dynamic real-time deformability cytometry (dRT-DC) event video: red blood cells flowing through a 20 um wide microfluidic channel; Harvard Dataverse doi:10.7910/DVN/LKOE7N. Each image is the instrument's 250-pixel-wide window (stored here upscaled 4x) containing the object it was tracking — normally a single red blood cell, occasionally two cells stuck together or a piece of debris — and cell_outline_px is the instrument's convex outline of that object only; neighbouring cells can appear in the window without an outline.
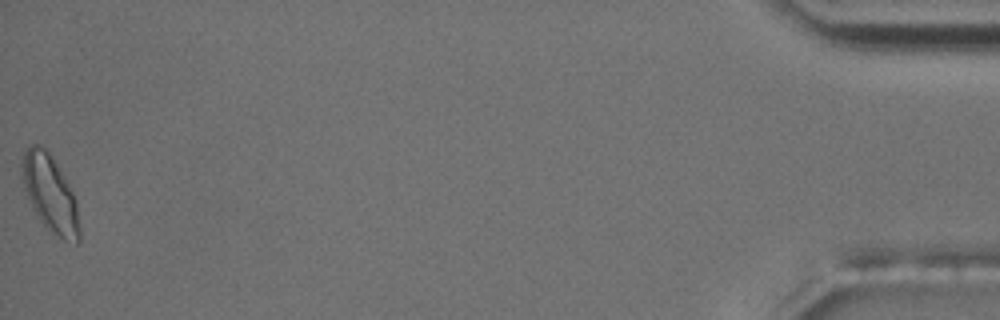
{"species": "common noctule bat (a hibernating species)", "species_latin": "Nyctalus noctula", "temperature_condition": "room temperature", "stored_images_in_passage": 48, "camera_frame_rate_fps": 3000, "um_per_image_px": 0.085, "animal": {"sex": "male", "body_mass_g": 17.5, "forearm_length_mm": 52.3}, "frame": {"image": 1, "passage_image": 48, "time_ms": 15.667, "image_size_px": [1000, 320], "cell_outline_px": [[80, 240], [76, 244], [64, 240], [48, 228], [40, 220], [32, 208], [24, 184], [20, 164], [24, 152], [32, 144], [40, 144], [48, 152], [56, 164], [72, 192], [76, 200], [80, 228]], "centroid_in_image_um": [4.26, 16.47], "position_along_channel_um": 430.9, "area_um2": 25.14}, "authors_computed_cell_mechanics": {"area_um2": 19.0451, "velocity_mm_per_s": 3.673, "shape_relaxation_time_tau1_ms": 3.7734, "shape_relaxation_time_tau2_ms": 1.4476, "deformation_change_tau1": 0.1355, "deformation_change_tau2": 0.0579}}